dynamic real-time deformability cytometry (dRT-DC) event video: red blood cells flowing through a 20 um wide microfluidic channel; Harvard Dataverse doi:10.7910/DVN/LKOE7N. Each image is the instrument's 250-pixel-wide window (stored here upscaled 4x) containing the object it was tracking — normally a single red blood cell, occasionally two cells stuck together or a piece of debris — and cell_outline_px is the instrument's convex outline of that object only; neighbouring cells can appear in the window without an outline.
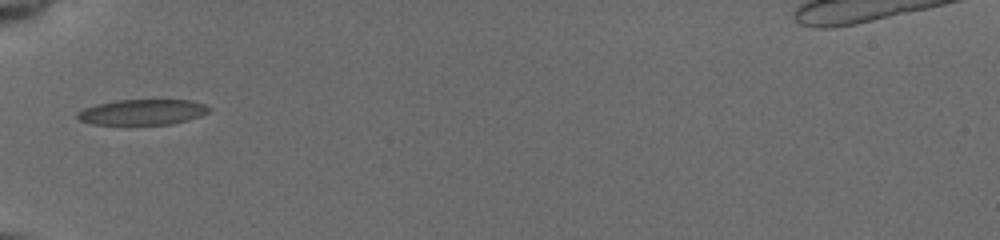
{"species": "common noctule bat (a hibernating species)", "species_latin": "Nyctalus noctula", "temperature_condition": "cold", "stored_images_in_passage": 55, "camera_frame_rate_fps": 3000, "um_per_image_px": 0.085, "animal": {"sex": "female", "body_mass_g": 19.5, "forearm_length_mm": 54.1}, "frame": {"image": 1, "passage_image": 1, "time_ms": 0.0, "image_size_px": [1000, 240], "cell_outline_px": [[212, 108], [208, 112], [200, 116], [172, 124], [92, 124], [80, 120], [76, 116], [76, 112], [84, 108], [96, 104], [116, 100], [192, 100], [204, 104]], "centroid_in_image_um": [12.1, 9.52], "position_along_channel_um": 72.9, "area_um2": 19.54}}
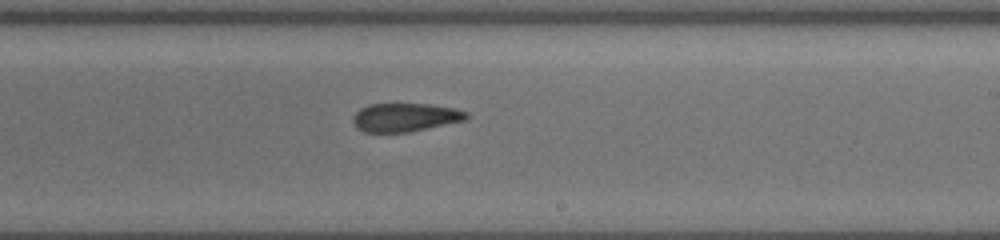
{"frame": {"image": 2, "passage_image": 20, "time_ms": 4.667, "image_size_px": [1000, 240], "cell_outline_px": [[468, 116], [464, 120], [408, 132], [364, 132], [356, 128], [352, 120], [352, 116], [360, 108], [368, 104], [428, 104], [456, 108], [468, 112]], "centroid_in_image_um": [34.39, 9.97], "position_along_channel_um": 254.6, "area_um2": 18.79}}
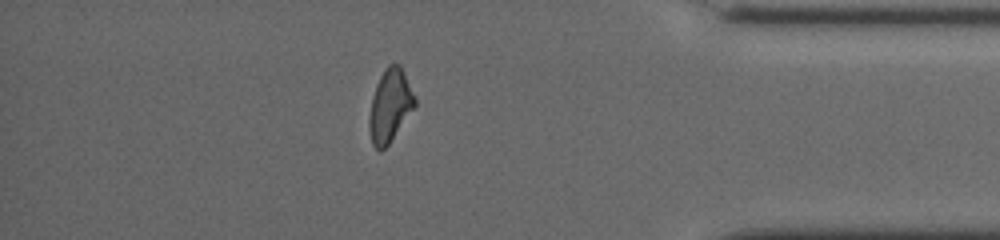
{"frame": {"image": 3, "passage_image": 42, "time_ms": 9.0, "image_size_px": [1000, 240], "cell_outline_px": [[416, 104], [388, 144], [380, 152], [372, 144], [368, 124], [368, 120], [372, 96], [376, 84], [380, 76], [388, 64], [400, 64], [404, 72], [416, 100]], "centroid_in_image_um": [33.12, 8.97], "position_along_channel_um": 402.1, "area_um2": 19.02}, "authors_computed_cell_mechanics": {"area_um2": 19.2474, "velocity_mm_per_s": 3.9414, "shape_relaxation_time_tau1_ms": null, "shape_relaxation_time_tau2_ms": 3.4131, "deformation_change_tau1": null, "deformation_change_tau2": 0.1201}}